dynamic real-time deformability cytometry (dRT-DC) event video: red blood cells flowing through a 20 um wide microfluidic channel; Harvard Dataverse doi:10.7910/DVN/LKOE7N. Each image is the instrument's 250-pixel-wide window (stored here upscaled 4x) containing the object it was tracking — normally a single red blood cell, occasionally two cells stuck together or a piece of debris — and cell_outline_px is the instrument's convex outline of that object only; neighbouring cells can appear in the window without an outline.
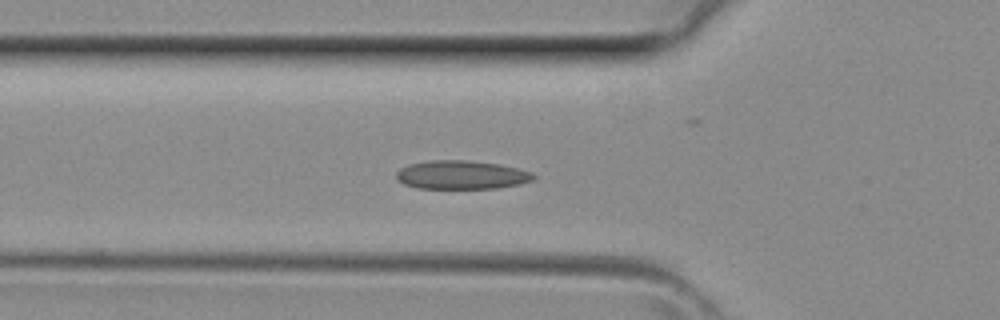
{"species": "common noctule bat (a hibernating species)", "species_latin": "Nyctalus noctula", "temperature_condition": "room temperature", "stored_images_in_passage": 17, "camera_frame_rate_fps": 3000, "um_per_image_px": 0.085, "animal": {"sex": "female", "body_mass_g": 29.2, "forearm_length_mm": 56.3}, "frame": {"image": 1, "passage_image": 14, "time_ms": 4.333, "image_size_px": [1000, 320], "cell_outline_px": [[536, 176], [532, 180], [520, 184], [496, 188], [416, 188], [404, 184], [396, 180], [396, 172], [400, 168], [408, 164], [428, 160], [468, 160], [500, 164], [532, 172]], "centroid_in_image_um": [39.19, 14.86], "position_along_channel_um": 86.6, "area_um2": 23.0}}
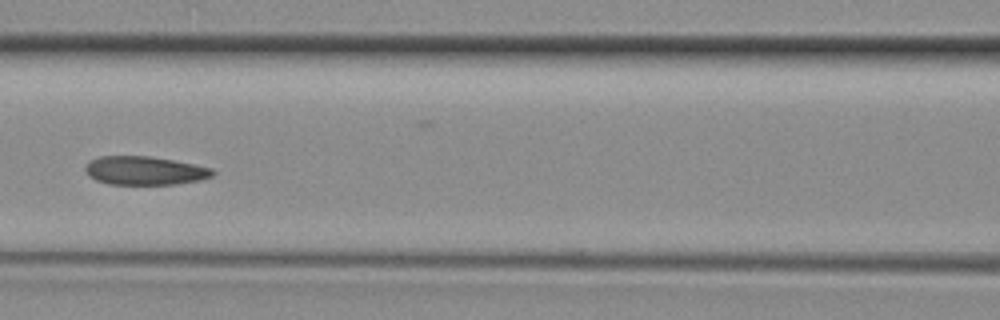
{"frame": {"image": 2, "passage_image": 16, "time_ms": 5.0, "image_size_px": [1000, 320], "cell_outline_px": [[216, 172], [212, 176], [200, 180], [176, 184], [108, 184], [96, 180], [88, 176], [84, 168], [88, 160], [100, 156], [148, 156], [172, 160], [212, 168]], "centroid_in_image_um": [12.26, 14.5], "position_along_channel_um": 154.3, "area_um2": 21.21}}